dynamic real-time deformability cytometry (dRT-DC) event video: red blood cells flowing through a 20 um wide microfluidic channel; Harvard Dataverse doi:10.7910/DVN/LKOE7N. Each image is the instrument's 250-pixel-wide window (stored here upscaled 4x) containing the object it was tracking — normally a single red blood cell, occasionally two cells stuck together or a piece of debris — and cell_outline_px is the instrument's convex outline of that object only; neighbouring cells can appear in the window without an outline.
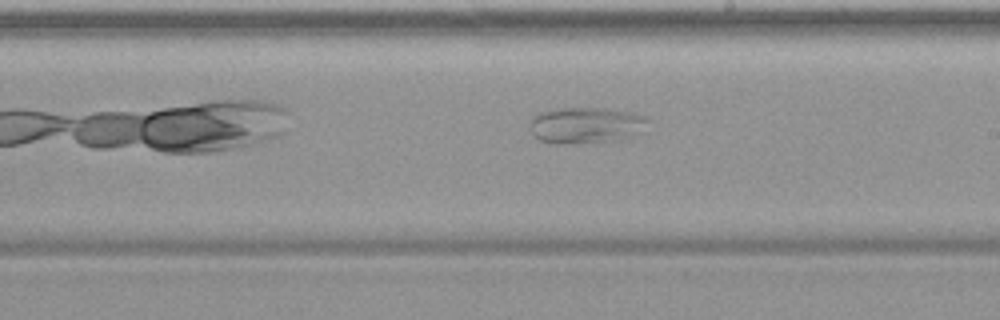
{"species": "common noctule bat (a hibernating species)", "species_latin": "Nyctalus noctula", "temperature_condition": "warm", "stored_images_in_passage": 40, "camera_frame_rate_fps": 3000, "um_per_image_px": 0.085, "animal": {"sex": "female", "body_mass_g": 19.9}, "frame": {"image": 1, "passage_image": 17, "time_ms": 5.333, "image_size_px": [1000, 320], "cell_outline_px": [[648, 120], [640, 136], [620, 140], [572, 144], [552, 144], [540, 140], [532, 132], [528, 124], [532, 116], [540, 112], [556, 108], [604, 108], [632, 112], [644, 116]], "centroid_in_image_um": [49.81, 10.66], "position_along_channel_um": 239.2, "area_um2": 25.49}}
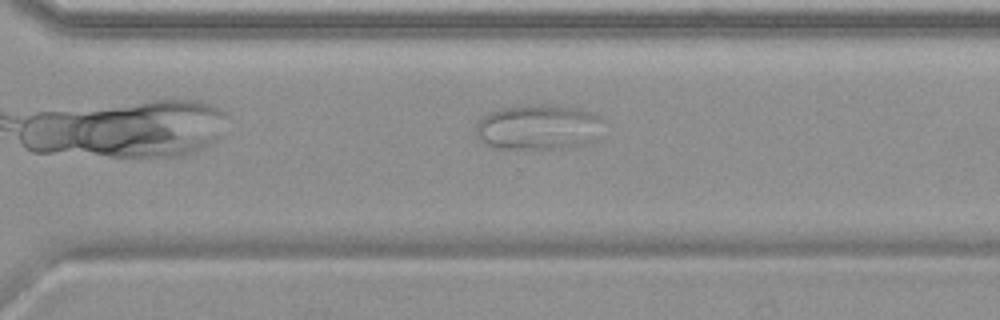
{"frame": {"image": 2, "passage_image": 24, "time_ms": 7.667, "image_size_px": [1000, 320], "cell_outline_px": [[604, 120], [596, 140], [592, 144], [568, 148], [492, 148], [484, 144], [476, 136], [476, 124], [488, 112], [500, 108], [524, 104], [556, 104], [580, 108], [592, 112], [600, 116]], "centroid_in_image_um": [45.8, 10.79], "position_along_channel_um": 324.8, "area_um2": 34.62}}
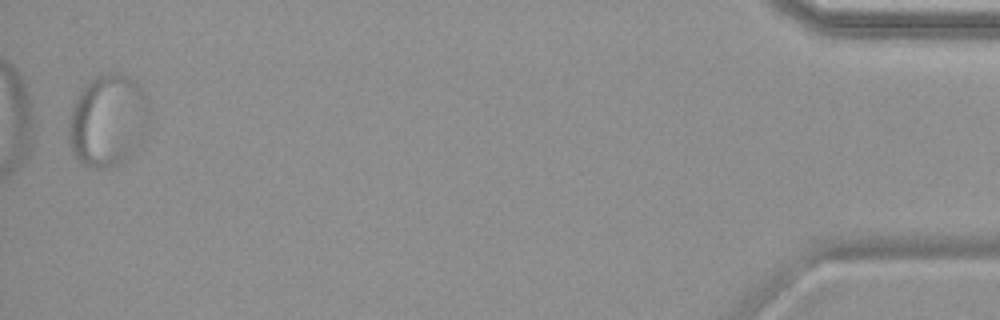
{"frame": {"image": 3, "passage_image": 39, "time_ms": 12.667, "image_size_px": [1000, 320], "cell_outline_px": [[152, 132], [144, 144], [120, 164], [108, 168], [92, 168], [84, 164], [72, 152], [68, 140], [68, 128], [72, 108], [76, 96], [92, 76], [104, 72], [120, 72], [136, 80], [140, 84], [148, 96], [152, 112]], "centroid_in_image_um": [9.3, 10.22], "position_along_channel_um": 425.9, "area_um2": 45.6}}